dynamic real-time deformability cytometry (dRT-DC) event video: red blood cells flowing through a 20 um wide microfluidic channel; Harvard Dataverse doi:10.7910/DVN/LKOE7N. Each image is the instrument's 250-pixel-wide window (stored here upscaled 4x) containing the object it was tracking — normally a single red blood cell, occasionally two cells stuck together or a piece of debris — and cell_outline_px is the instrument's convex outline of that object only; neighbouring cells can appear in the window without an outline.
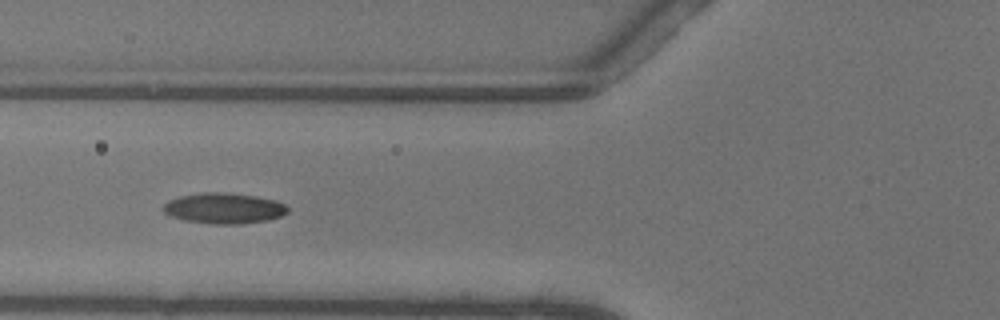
{"species": "common noctule bat (a hibernating species)", "species_latin": "Nyctalus noctula", "temperature_condition": "warm", "stored_images_in_passage": 30, "camera_frame_rate_fps": 3000, "um_per_image_px": 0.085, "animal": {"sex": "female"}, "frame": {"image": 1, "passage_image": 5, "time_ms": 1.333, "image_size_px": [1000, 320], "cell_outline_px": [[288, 212], [280, 216], [268, 220], [240, 224], [212, 224], [184, 220], [168, 216], [160, 208], [168, 200], [180, 196], [204, 192], [220, 192], [256, 196], [276, 200], [288, 204]], "centroid_in_image_um": [19.02, 17.7], "position_along_channel_um": 106.8, "area_um2": 22.48}, "authors_computed_cell_mechanics": {"area_um2": 21.4438, "velocity_mm_per_s": 4.082, "shape_relaxation_time_tau1_ms": 5.9134, "shape_relaxation_time_tau2_ms": 1.3575, "deformation_change_tau1": 0.1857, "deformation_change_tau2": 0.0492}}